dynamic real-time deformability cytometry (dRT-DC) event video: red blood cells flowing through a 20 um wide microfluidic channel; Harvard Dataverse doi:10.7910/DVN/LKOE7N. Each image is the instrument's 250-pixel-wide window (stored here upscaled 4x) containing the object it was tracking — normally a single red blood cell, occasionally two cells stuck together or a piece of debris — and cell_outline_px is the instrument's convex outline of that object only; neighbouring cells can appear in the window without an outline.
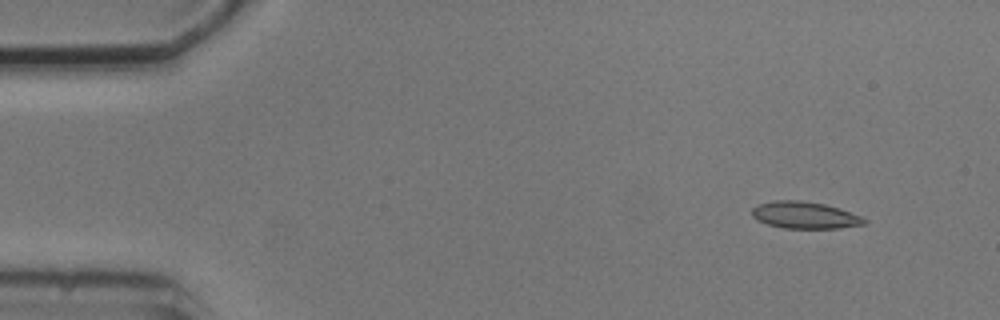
{"species": "common noctule bat (a hibernating species)", "species_latin": "Nyctalus noctula", "temperature_condition": "cold", "stored_images_in_passage": 4, "camera_frame_rate_fps": 3000, "um_per_image_px": 0.085, "animal": {"sex": "male", "body_mass_g": 20.5, "forearm_length_mm": 52.5}, "frame": {"image": 1, "passage_image": 1, "time_ms": 0.0, "image_size_px": [1000, 320], "cell_outline_px": [[868, 224], [840, 228], [784, 228], [768, 224], [756, 220], [752, 216], [752, 208], [756, 204], [772, 200], [800, 200], [824, 204], [840, 208], [864, 216], [868, 220]], "centroid_in_image_um": [68.44, 18.28], "position_along_channel_um": 16.6, "area_um2": 17.98}}
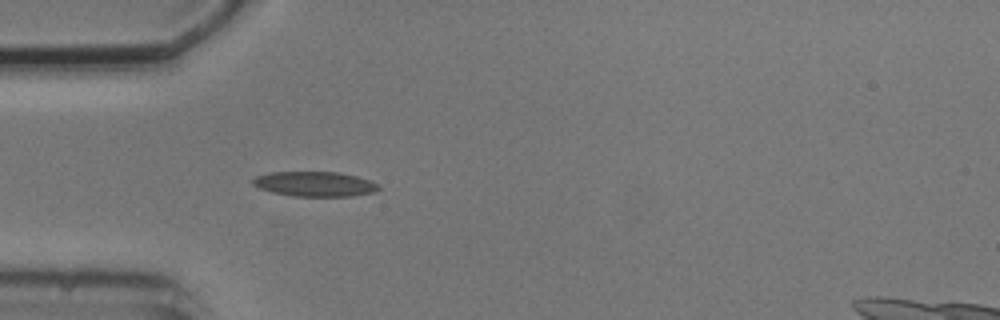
{"frame": {"image": 2, "passage_image": 4, "time_ms": 3.667, "image_size_px": [1000, 320], "cell_outline_px": [[380, 188], [376, 192], [352, 196], [292, 196], [272, 192], [260, 188], [252, 184], [252, 180], [256, 176], [268, 172], [340, 172], [356, 176], [380, 184]], "centroid_in_image_um": [26.77, 15.64], "position_along_channel_um": 58.2, "area_um2": 18.32}}